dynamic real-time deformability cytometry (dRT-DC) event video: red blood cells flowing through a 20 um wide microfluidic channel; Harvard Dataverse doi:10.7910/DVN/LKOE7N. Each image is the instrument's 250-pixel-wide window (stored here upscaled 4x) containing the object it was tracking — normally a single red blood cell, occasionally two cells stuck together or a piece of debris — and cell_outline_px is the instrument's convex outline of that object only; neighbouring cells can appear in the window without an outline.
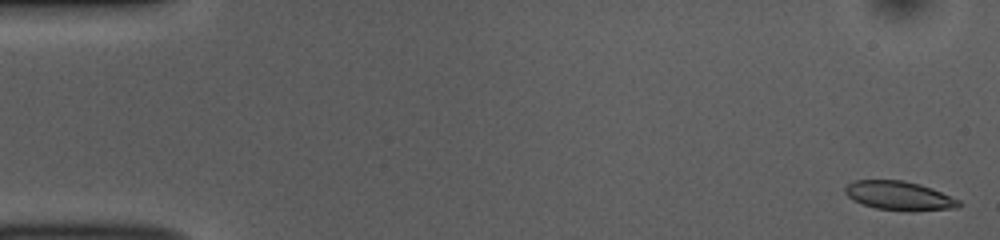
{"species": "common noctule bat (a hibernating species)", "species_latin": "Nyctalus noctula", "temperature_condition": "room temperature", "stored_images_in_passage": 53, "camera_frame_rate_fps": 3000, "um_per_image_px": 0.085, "animal": {"sex": "female", "body_mass_g": 10.0, "forearm_length_mm": 53.1}, "frame": {"image": 1, "passage_image": 2, "time_ms": 0.333, "image_size_px": [1000, 240], "cell_outline_px": [[960, 208], [876, 208], [852, 200], [844, 192], [844, 188], [852, 180], [904, 180], [920, 184], [932, 188], [960, 200]], "centroid_in_image_um": [76.36, 16.57], "position_along_channel_um": 8.6, "area_um2": 18.26}}
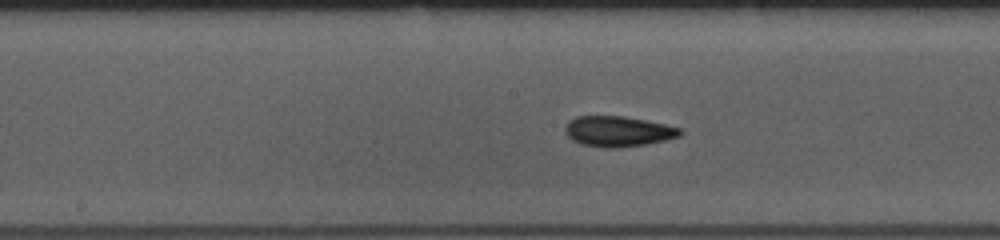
{"frame": {"image": 2, "passage_image": 27, "time_ms": 8.667, "image_size_px": [1000, 240], "cell_outline_px": [[684, 132], [680, 136], [664, 140], [644, 144], [620, 148], [608, 148], [580, 144], [572, 140], [564, 132], [564, 128], [568, 120], [576, 116], [624, 116], [684, 128]], "centroid_in_image_um": [52.52, 11.16], "position_along_channel_um": 195.7, "area_um2": 20.58}}
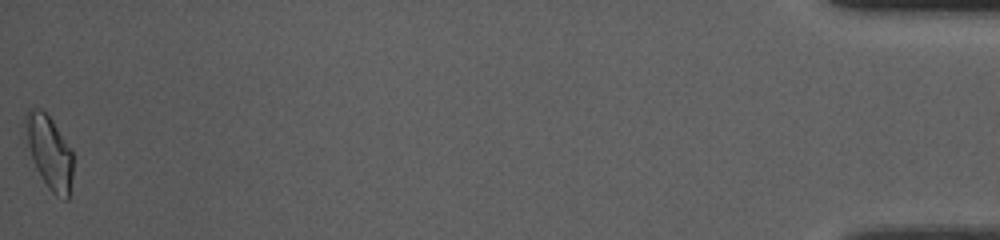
{"frame": {"image": 3, "passage_image": 53, "time_ms": 17.333, "image_size_px": [1000, 240], "cell_outline_px": [[72, 176], [68, 200], [64, 200], [56, 196], [48, 188], [40, 176], [36, 168], [20, 132], [28, 108], [40, 108], [52, 120], [72, 152]], "centroid_in_image_um": [4.11, 12.9], "position_along_channel_um": 431.1, "area_um2": 20.75}, "authors_computed_cell_mechanics": {"area_um2": 19.5364, "velocity_mm_per_s": 3.8278, "shape_relaxation_time_tau1_ms": 7.1068, "shape_relaxation_time_tau2_ms": 2.8261, "deformation_change_tau1": 0.1369, "deformation_change_tau2": 0.0738}}